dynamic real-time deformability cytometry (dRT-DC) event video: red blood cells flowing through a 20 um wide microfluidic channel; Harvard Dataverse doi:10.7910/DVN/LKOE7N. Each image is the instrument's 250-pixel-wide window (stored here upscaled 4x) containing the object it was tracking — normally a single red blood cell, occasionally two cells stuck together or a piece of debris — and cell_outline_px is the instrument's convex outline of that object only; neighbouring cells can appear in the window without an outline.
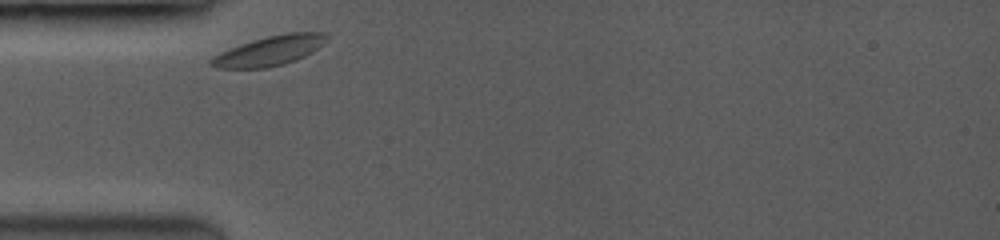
{"species": "common noctule bat (a hibernating species)", "species_latin": "Nyctalus noctula", "temperature_condition": "room temperature", "stored_images_in_passage": 7, "camera_frame_rate_fps": 3500, "um_per_image_px": 0.085, "animal": {"sex": "female", "body_mass_g": 19.0, "forearm_length_mm": 53.3}, "frame": {"image": 1, "passage_image": 1, "time_ms": 0.0, "image_size_px": [1000, 240], "cell_outline_px": [[332, 36], [324, 44], [312, 52], [296, 60], [284, 64], [264, 68], [216, 68], [208, 64], [208, 60], [220, 52], [240, 44], [252, 40], [284, 32], [328, 32]], "centroid_in_image_um": [22.96, 4.29], "position_along_channel_um": 62.0, "area_um2": 20.35}}
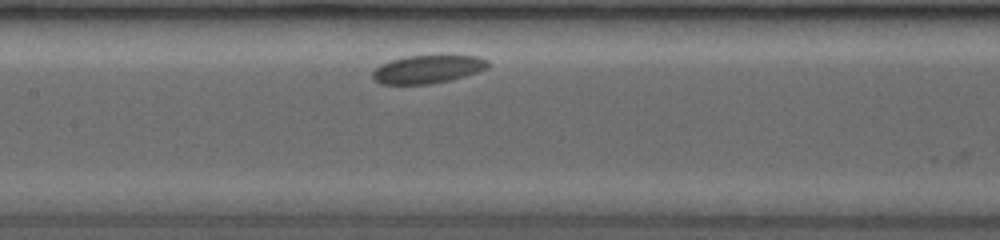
{"frame": {"image": 2, "passage_image": 6, "time_ms": 3.143, "image_size_px": [1000, 240], "cell_outline_px": [[488, 68], [480, 72], [432, 84], [380, 84], [372, 76], [372, 72], [380, 64], [404, 56], [440, 52], [448, 52], [476, 56], [488, 60]], "centroid_in_image_um": [36.42, 5.82], "position_along_channel_um": 171.0, "area_um2": 19.94}}